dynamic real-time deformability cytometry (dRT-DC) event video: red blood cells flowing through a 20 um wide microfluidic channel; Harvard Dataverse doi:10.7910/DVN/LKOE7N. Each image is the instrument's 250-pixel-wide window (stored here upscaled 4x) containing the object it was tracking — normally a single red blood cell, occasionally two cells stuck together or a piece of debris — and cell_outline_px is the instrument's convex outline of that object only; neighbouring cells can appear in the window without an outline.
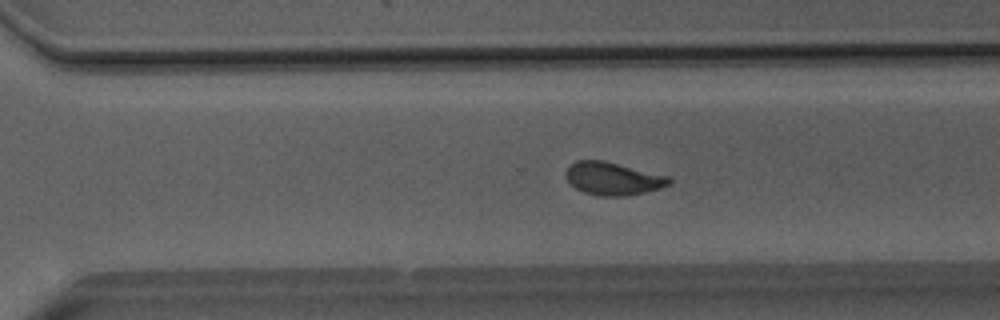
{"species": "Egyptian fruit bat (a non-hibernating species)", "species_latin": "Rousettus aegyptiacus", "temperature_condition": "room temperature", "stored_images_in_passage": 50, "camera_frame_rate_fps": 3000, "um_per_image_px": 0.085, "animal": {"sex": "male"}, "frame": {"image": 1, "passage_image": 35, "time_ms": 11.333, "image_size_px": [1000, 320], "cell_outline_px": [[672, 184], [660, 188], [644, 192], [624, 196], [600, 196], [584, 192], [576, 188], [568, 180], [564, 172], [576, 160], [604, 160], [668, 176], [672, 180]], "centroid_in_image_um": [52.11, 15.18], "position_along_channel_um": 318.5, "area_um2": 19.65}}
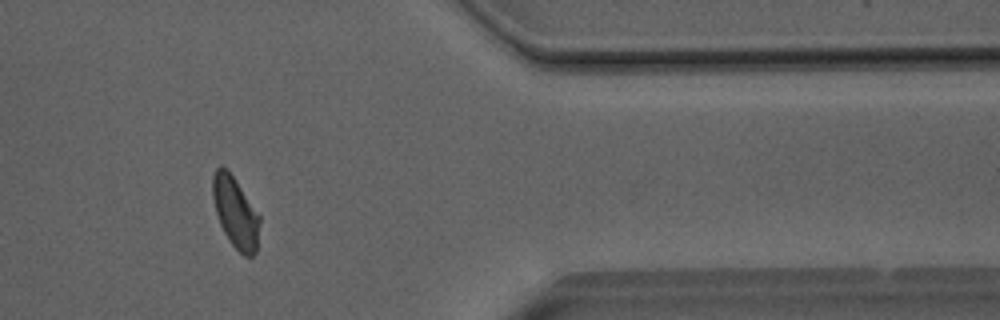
{"frame": {"image": 2, "passage_image": 42, "time_ms": 13.667, "image_size_px": [1000, 320], "cell_outline_px": [[260, 224], [256, 252], [252, 256], [244, 256], [228, 240], [220, 224], [216, 212], [212, 196], [212, 176], [216, 168], [220, 164], [228, 168], [260, 216]], "centroid_in_image_um": [20.0, 18.02], "position_along_channel_um": 391.4, "area_um2": 19.54}}
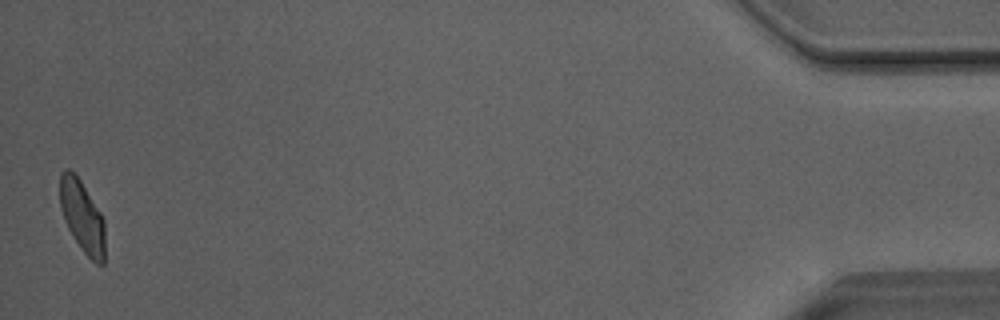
{"frame": {"image": 3, "passage_image": 50, "time_ms": 16.333, "image_size_px": [1000, 320], "cell_outline_px": [[104, 264], [96, 264], [80, 248], [68, 228], [64, 220], [60, 208], [60, 172], [64, 168], [68, 168], [80, 180], [100, 212], [104, 220]], "centroid_in_image_um": [6.97, 18.4], "position_along_channel_um": 428.2, "area_um2": 18.73}, "authors_computed_cell_mechanics": {"area_um2": 20.1144, "velocity_mm_per_s": 4.0386, "shape_relaxation_time_tau1_ms": 5.2453, "shape_relaxation_time_tau2_ms": 1.1037, "deformation_change_tau1": 0.1392, "deformation_change_tau2": 0.0726}}